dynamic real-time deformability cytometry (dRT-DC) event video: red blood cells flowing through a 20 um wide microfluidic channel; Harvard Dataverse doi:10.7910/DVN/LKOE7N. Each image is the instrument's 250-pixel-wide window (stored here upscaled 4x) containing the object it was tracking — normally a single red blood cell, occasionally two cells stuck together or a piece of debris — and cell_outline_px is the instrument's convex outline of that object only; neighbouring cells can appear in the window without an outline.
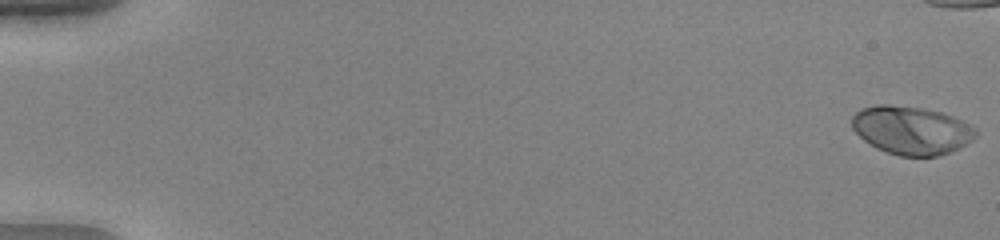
{"species": "human", "species_latin": "Homo sapiens", "temperature_condition": "warm", "stored_images_in_passage": 48, "camera_frame_rate_fps": 3000, "um_per_image_px": 0.085, "donor": {"sex": "female"}, "frame": {"image": 1, "passage_image": 1, "time_ms": 0.0, "image_size_px": [1000, 240], "cell_outline_px": [[976, 136], [972, 140], [948, 152], [936, 156], [900, 156], [876, 148], [864, 140], [852, 128], [852, 116], [856, 112], [864, 108], [876, 104], [888, 104], [924, 108], [940, 112], [964, 120], [972, 124], [976, 128]], "centroid_in_image_um": [77.47, 11.05], "position_along_channel_um": 7.5, "area_um2": 34.74}}
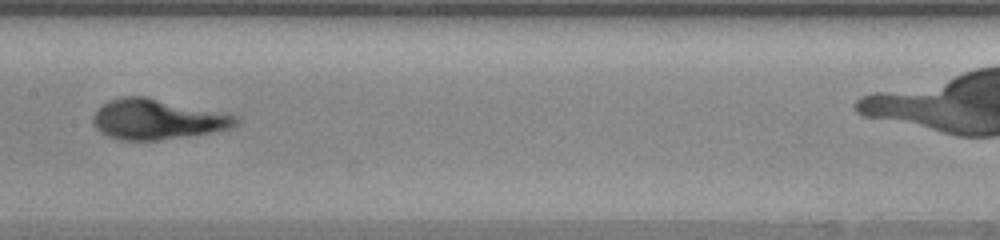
{"frame": {"image": 2, "passage_image": 29, "time_ms": 9.333, "image_size_px": [1000, 240], "cell_outline_px": [[240, 124], [232, 128], [212, 132], [188, 136], [160, 140], [120, 140], [108, 136], [100, 132], [96, 128], [92, 120], [92, 116], [108, 100], [124, 96], [148, 96], [236, 116], [240, 120]], "centroid_in_image_um": [13.36, 10.14], "position_along_channel_um": 194.0, "area_um2": 33.47}}
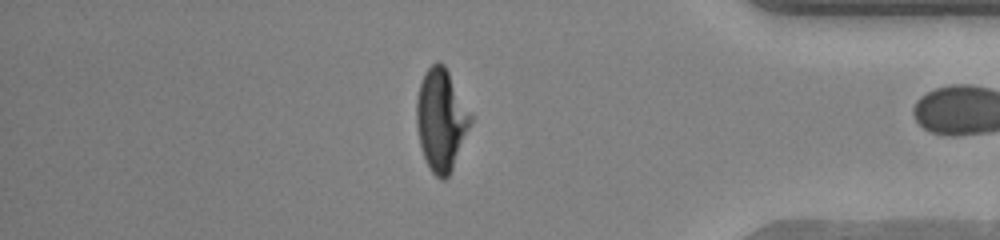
{"frame": {"image": 3, "passage_image": 46, "time_ms": 15.0, "image_size_px": [1000, 240], "cell_outline_px": [[472, 120], [452, 168], [448, 176], [444, 180], [440, 180], [432, 172], [424, 156], [420, 144], [416, 124], [416, 100], [420, 84], [424, 72], [436, 60], [444, 64], [472, 116]], "centroid_in_image_um": [37.47, 10.16], "position_along_channel_um": 397.7, "area_um2": 31.56}}